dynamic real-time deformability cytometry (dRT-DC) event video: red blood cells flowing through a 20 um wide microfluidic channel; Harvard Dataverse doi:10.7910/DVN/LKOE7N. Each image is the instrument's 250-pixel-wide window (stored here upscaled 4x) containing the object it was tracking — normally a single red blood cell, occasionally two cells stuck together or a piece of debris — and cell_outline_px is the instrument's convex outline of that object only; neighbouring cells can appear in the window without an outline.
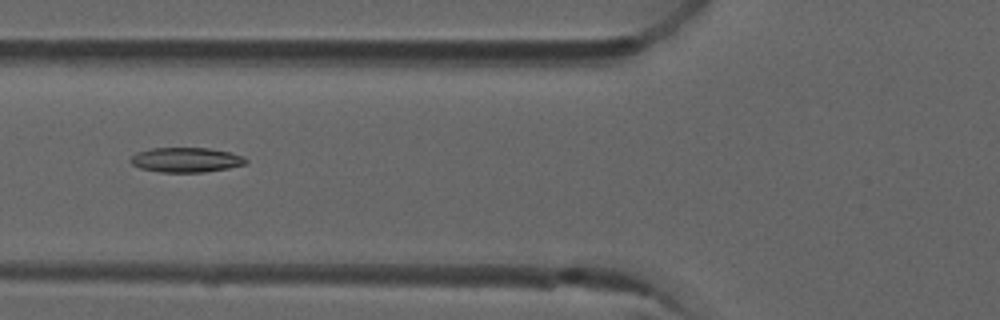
{"species": "common noctule bat (a hibernating species)", "species_latin": "Nyctalus noctula", "temperature_condition": "room temperature", "stored_images_in_passage": 8, "camera_frame_rate_fps": 3000, "um_per_image_px": 0.085, "animal": {"sex": "male", "forearm_length_mm": 52.5}, "frame": {"image": 1, "passage_image": 5, "time_ms": 1.333, "image_size_px": [1000, 320], "cell_outline_px": [[248, 160], [244, 164], [228, 168], [204, 172], [160, 172], [140, 168], [132, 164], [128, 160], [136, 152], [152, 148], [208, 148], [228, 152], [244, 156]], "centroid_in_image_um": [15.78, 13.59], "position_along_channel_um": 110.0, "area_um2": 16.59}}
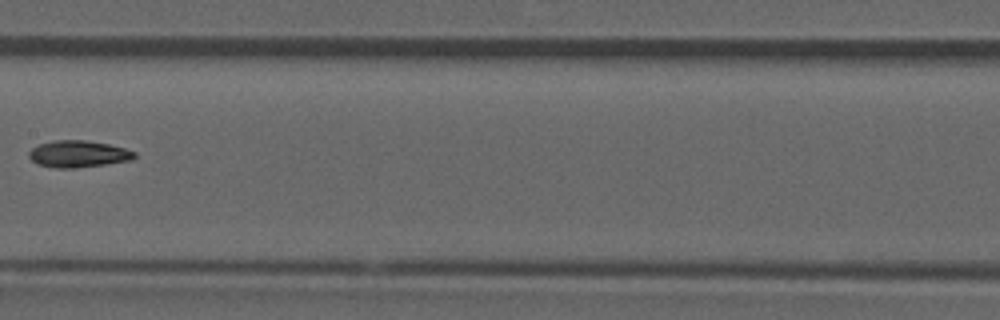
{"frame": {"image": 2, "passage_image": 7, "time_ms": 2.0, "image_size_px": [1000, 320], "cell_outline_px": [[136, 156], [132, 160], [104, 164], [68, 168], [56, 168], [36, 164], [28, 156], [28, 152], [32, 148], [40, 144], [56, 140], [84, 140], [108, 144], [124, 148], [136, 152]], "centroid_in_image_um": [6.64, 13.08], "position_along_channel_um": 200.8, "area_um2": 16.3}}
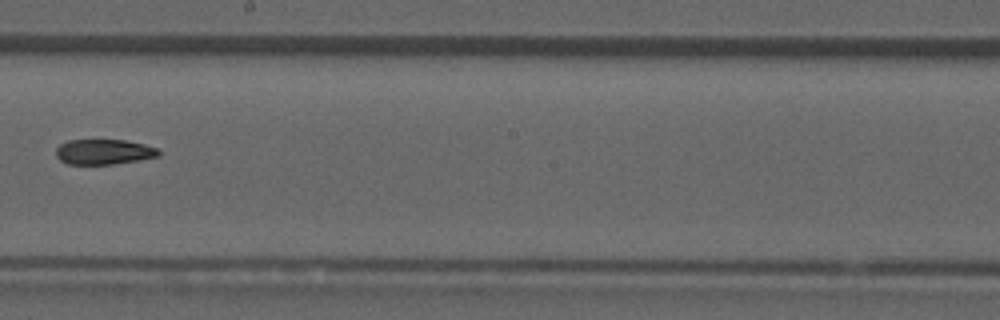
{"frame": {"image": 3, "passage_image": 8, "time_ms": 2.333, "image_size_px": [1000, 320], "cell_outline_px": [[160, 156], [116, 164], [68, 164], [60, 160], [56, 156], [56, 148], [60, 144], [68, 140], [124, 140], [144, 144], [156, 148], [160, 152]], "centroid_in_image_um": [8.82, 12.91], "position_along_channel_um": 239.4, "area_um2": 15.09}}